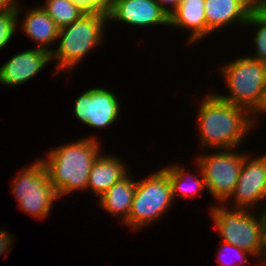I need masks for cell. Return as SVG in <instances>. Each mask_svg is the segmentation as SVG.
<instances>
[{"label": "cell", "mask_w": 266, "mask_h": 266, "mask_svg": "<svg viewBox=\"0 0 266 266\" xmlns=\"http://www.w3.org/2000/svg\"><path fill=\"white\" fill-rule=\"evenodd\" d=\"M208 92L196 110L200 148L238 150L245 136L257 124L254 116L246 109L222 100L215 92Z\"/></svg>", "instance_id": "1"}, {"label": "cell", "mask_w": 266, "mask_h": 266, "mask_svg": "<svg viewBox=\"0 0 266 266\" xmlns=\"http://www.w3.org/2000/svg\"><path fill=\"white\" fill-rule=\"evenodd\" d=\"M98 136H85L47 150L45 163L49 179L59 198L87 189L89 172L102 152ZM101 148V149H100Z\"/></svg>", "instance_id": "2"}, {"label": "cell", "mask_w": 266, "mask_h": 266, "mask_svg": "<svg viewBox=\"0 0 266 266\" xmlns=\"http://www.w3.org/2000/svg\"><path fill=\"white\" fill-rule=\"evenodd\" d=\"M108 15L105 11L86 12L79 20L59 29V44L51 52V60L56 64L53 75L71 71L104 41Z\"/></svg>", "instance_id": "3"}, {"label": "cell", "mask_w": 266, "mask_h": 266, "mask_svg": "<svg viewBox=\"0 0 266 266\" xmlns=\"http://www.w3.org/2000/svg\"><path fill=\"white\" fill-rule=\"evenodd\" d=\"M228 94L215 93L222 100L246 109L255 116L261 109L266 86V63L241 56L223 63L220 70Z\"/></svg>", "instance_id": "4"}, {"label": "cell", "mask_w": 266, "mask_h": 266, "mask_svg": "<svg viewBox=\"0 0 266 266\" xmlns=\"http://www.w3.org/2000/svg\"><path fill=\"white\" fill-rule=\"evenodd\" d=\"M212 205L209 216L222 240L221 242L238 246L247 251L258 259L257 263L259 264L262 249L261 211L229 208L225 203Z\"/></svg>", "instance_id": "5"}, {"label": "cell", "mask_w": 266, "mask_h": 266, "mask_svg": "<svg viewBox=\"0 0 266 266\" xmlns=\"http://www.w3.org/2000/svg\"><path fill=\"white\" fill-rule=\"evenodd\" d=\"M11 191L22 212L34 218L50 216L54 202L60 200L57 190L50 182L45 163L39 158L13 177Z\"/></svg>", "instance_id": "6"}, {"label": "cell", "mask_w": 266, "mask_h": 266, "mask_svg": "<svg viewBox=\"0 0 266 266\" xmlns=\"http://www.w3.org/2000/svg\"><path fill=\"white\" fill-rule=\"evenodd\" d=\"M174 199L167 173L161 168L144 179L137 180L128 220L124 223L131 230H139L164 217Z\"/></svg>", "instance_id": "7"}, {"label": "cell", "mask_w": 266, "mask_h": 266, "mask_svg": "<svg viewBox=\"0 0 266 266\" xmlns=\"http://www.w3.org/2000/svg\"><path fill=\"white\" fill-rule=\"evenodd\" d=\"M246 151L217 149L210 154H199L195 161L200 166L206 190L217 203H225L232 195ZM209 153V154H208Z\"/></svg>", "instance_id": "8"}, {"label": "cell", "mask_w": 266, "mask_h": 266, "mask_svg": "<svg viewBox=\"0 0 266 266\" xmlns=\"http://www.w3.org/2000/svg\"><path fill=\"white\" fill-rule=\"evenodd\" d=\"M244 156L235 189L225 202L227 206L247 210L266 209V154ZM232 200V205H229ZM259 205V206H258Z\"/></svg>", "instance_id": "9"}, {"label": "cell", "mask_w": 266, "mask_h": 266, "mask_svg": "<svg viewBox=\"0 0 266 266\" xmlns=\"http://www.w3.org/2000/svg\"><path fill=\"white\" fill-rule=\"evenodd\" d=\"M118 98L113 90L102 87L85 90L73 105L74 117L95 129L111 127L117 124L122 111Z\"/></svg>", "instance_id": "10"}, {"label": "cell", "mask_w": 266, "mask_h": 266, "mask_svg": "<svg viewBox=\"0 0 266 266\" xmlns=\"http://www.w3.org/2000/svg\"><path fill=\"white\" fill-rule=\"evenodd\" d=\"M107 15L108 21L121 22L131 27H169L168 15L155 0H113Z\"/></svg>", "instance_id": "11"}, {"label": "cell", "mask_w": 266, "mask_h": 266, "mask_svg": "<svg viewBox=\"0 0 266 266\" xmlns=\"http://www.w3.org/2000/svg\"><path fill=\"white\" fill-rule=\"evenodd\" d=\"M51 52L41 48H31L13 55L0 66V84L16 87L30 81L51 62Z\"/></svg>", "instance_id": "12"}, {"label": "cell", "mask_w": 266, "mask_h": 266, "mask_svg": "<svg viewBox=\"0 0 266 266\" xmlns=\"http://www.w3.org/2000/svg\"><path fill=\"white\" fill-rule=\"evenodd\" d=\"M255 5L252 0H205L207 37L232 25L245 26Z\"/></svg>", "instance_id": "13"}, {"label": "cell", "mask_w": 266, "mask_h": 266, "mask_svg": "<svg viewBox=\"0 0 266 266\" xmlns=\"http://www.w3.org/2000/svg\"><path fill=\"white\" fill-rule=\"evenodd\" d=\"M113 155L101 152L89 172L86 190L93 191L98 198L130 172L121 157Z\"/></svg>", "instance_id": "14"}, {"label": "cell", "mask_w": 266, "mask_h": 266, "mask_svg": "<svg viewBox=\"0 0 266 266\" xmlns=\"http://www.w3.org/2000/svg\"><path fill=\"white\" fill-rule=\"evenodd\" d=\"M204 3L205 0H182L169 17V27L190 31L187 45L196 44L203 38H207Z\"/></svg>", "instance_id": "15"}, {"label": "cell", "mask_w": 266, "mask_h": 266, "mask_svg": "<svg viewBox=\"0 0 266 266\" xmlns=\"http://www.w3.org/2000/svg\"><path fill=\"white\" fill-rule=\"evenodd\" d=\"M22 23V24H21ZM20 23V28L33 41L36 48L45 49L52 52L54 48H50L51 44H57L59 28L54 20L42 8L34 7L29 9Z\"/></svg>", "instance_id": "16"}, {"label": "cell", "mask_w": 266, "mask_h": 266, "mask_svg": "<svg viewBox=\"0 0 266 266\" xmlns=\"http://www.w3.org/2000/svg\"><path fill=\"white\" fill-rule=\"evenodd\" d=\"M128 173L119 182H116L108 191H106L97 202L101 209L107 214L121 220L124 224L129 217L130 208L133 201L134 193L137 187V180ZM131 176V177H130Z\"/></svg>", "instance_id": "17"}, {"label": "cell", "mask_w": 266, "mask_h": 266, "mask_svg": "<svg viewBox=\"0 0 266 266\" xmlns=\"http://www.w3.org/2000/svg\"><path fill=\"white\" fill-rule=\"evenodd\" d=\"M194 163L196 164L195 167H197L196 170L198 172L197 174H199L198 176L187 172V169L184 167L186 165L181 166L178 162L162 168L168 175L174 202H176L175 198L177 196L186 199L190 197L195 198L200 193L202 194V192L206 189L201 168L196 162Z\"/></svg>", "instance_id": "18"}, {"label": "cell", "mask_w": 266, "mask_h": 266, "mask_svg": "<svg viewBox=\"0 0 266 266\" xmlns=\"http://www.w3.org/2000/svg\"><path fill=\"white\" fill-rule=\"evenodd\" d=\"M41 6L59 29L79 20L87 11L71 0H44Z\"/></svg>", "instance_id": "19"}, {"label": "cell", "mask_w": 266, "mask_h": 266, "mask_svg": "<svg viewBox=\"0 0 266 266\" xmlns=\"http://www.w3.org/2000/svg\"><path fill=\"white\" fill-rule=\"evenodd\" d=\"M256 28L253 37L254 54L247 56L253 60L266 63V5H255L248 16L245 27Z\"/></svg>", "instance_id": "20"}, {"label": "cell", "mask_w": 266, "mask_h": 266, "mask_svg": "<svg viewBox=\"0 0 266 266\" xmlns=\"http://www.w3.org/2000/svg\"><path fill=\"white\" fill-rule=\"evenodd\" d=\"M19 1L7 10L0 12V50L10 43L14 37L15 32L19 27V14L22 12L23 6L19 5Z\"/></svg>", "instance_id": "21"}, {"label": "cell", "mask_w": 266, "mask_h": 266, "mask_svg": "<svg viewBox=\"0 0 266 266\" xmlns=\"http://www.w3.org/2000/svg\"><path fill=\"white\" fill-rule=\"evenodd\" d=\"M231 251H232L233 256L236 257V261L237 262L236 261L230 262V261H227V258H225V257H227L228 253L231 252ZM217 254H218L216 256L217 259H218L217 262L221 266H245L248 263H250V262H248L249 258H247V256L248 257L250 255L252 256V254L248 253L247 251H244V250L240 249L238 246H234L232 244H228V243H225V242L221 243V245H220V247H219V249L217 251Z\"/></svg>", "instance_id": "22"}, {"label": "cell", "mask_w": 266, "mask_h": 266, "mask_svg": "<svg viewBox=\"0 0 266 266\" xmlns=\"http://www.w3.org/2000/svg\"><path fill=\"white\" fill-rule=\"evenodd\" d=\"M87 12H107L112 6L113 0H71Z\"/></svg>", "instance_id": "23"}, {"label": "cell", "mask_w": 266, "mask_h": 266, "mask_svg": "<svg viewBox=\"0 0 266 266\" xmlns=\"http://www.w3.org/2000/svg\"><path fill=\"white\" fill-rule=\"evenodd\" d=\"M14 238H13V234L11 235V233H8L7 230H5L3 228V230H0V257L2 255H6V253H8L12 246H13V242H14Z\"/></svg>", "instance_id": "24"}, {"label": "cell", "mask_w": 266, "mask_h": 266, "mask_svg": "<svg viewBox=\"0 0 266 266\" xmlns=\"http://www.w3.org/2000/svg\"><path fill=\"white\" fill-rule=\"evenodd\" d=\"M262 216V249L259 266H266V209L261 211Z\"/></svg>", "instance_id": "25"}, {"label": "cell", "mask_w": 266, "mask_h": 266, "mask_svg": "<svg viewBox=\"0 0 266 266\" xmlns=\"http://www.w3.org/2000/svg\"><path fill=\"white\" fill-rule=\"evenodd\" d=\"M162 10L170 17L182 0H155Z\"/></svg>", "instance_id": "26"}, {"label": "cell", "mask_w": 266, "mask_h": 266, "mask_svg": "<svg viewBox=\"0 0 266 266\" xmlns=\"http://www.w3.org/2000/svg\"><path fill=\"white\" fill-rule=\"evenodd\" d=\"M17 0H0V12L12 7Z\"/></svg>", "instance_id": "27"}, {"label": "cell", "mask_w": 266, "mask_h": 266, "mask_svg": "<svg viewBox=\"0 0 266 266\" xmlns=\"http://www.w3.org/2000/svg\"><path fill=\"white\" fill-rule=\"evenodd\" d=\"M263 114L266 115V86H265V93H264V98H263V101H262V105H261V109L260 111L254 116V119H255V122L257 120H259L258 118V115L262 116ZM257 119V120H256Z\"/></svg>", "instance_id": "28"}, {"label": "cell", "mask_w": 266, "mask_h": 266, "mask_svg": "<svg viewBox=\"0 0 266 266\" xmlns=\"http://www.w3.org/2000/svg\"><path fill=\"white\" fill-rule=\"evenodd\" d=\"M256 5H266V0H252Z\"/></svg>", "instance_id": "29"}]
</instances>
